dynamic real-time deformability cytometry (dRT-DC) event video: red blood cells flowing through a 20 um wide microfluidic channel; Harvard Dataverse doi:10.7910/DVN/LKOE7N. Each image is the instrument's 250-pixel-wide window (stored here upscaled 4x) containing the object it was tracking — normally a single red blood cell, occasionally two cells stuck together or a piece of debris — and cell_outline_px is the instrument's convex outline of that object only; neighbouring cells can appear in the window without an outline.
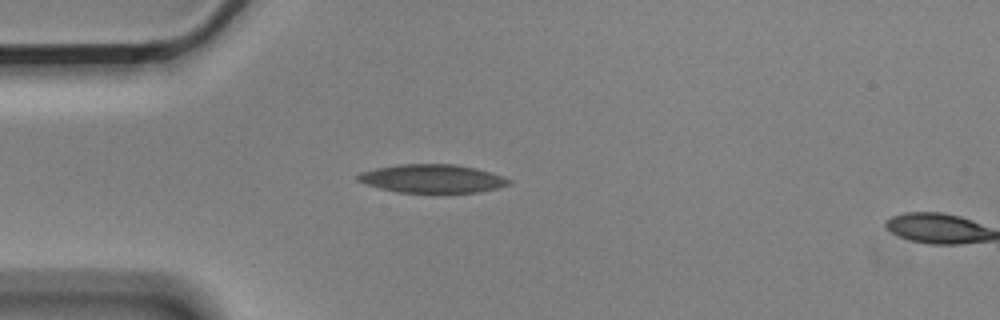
{"species": "Egyptian fruit bat (a non-hibernating species)", "species_latin": "Rousettus aegyptiacus", "temperature_condition": "cold", "stored_images_in_passage": 2, "segment_of_instrument_passage": [1, 2], "camera_frame_rate_fps": 3000, "um_per_image_px": 0.085, "animal": {"sex": "male"}, "frame": {"image": 1, "passage_image": 1, "time_ms": 0.0, "image_size_px": [1000, 320], "cell_outline_px": [[512, 184], [480, 192], [444, 196], [396, 192], [380, 188], [356, 180], [356, 176], [360, 172], [376, 168], [400, 164], [456, 164], [476, 168], [504, 176], [512, 180]], "centroid_in_image_um": [36.8, 15.23], "position_along_channel_um": 48.2, "area_um2": 26.18}}